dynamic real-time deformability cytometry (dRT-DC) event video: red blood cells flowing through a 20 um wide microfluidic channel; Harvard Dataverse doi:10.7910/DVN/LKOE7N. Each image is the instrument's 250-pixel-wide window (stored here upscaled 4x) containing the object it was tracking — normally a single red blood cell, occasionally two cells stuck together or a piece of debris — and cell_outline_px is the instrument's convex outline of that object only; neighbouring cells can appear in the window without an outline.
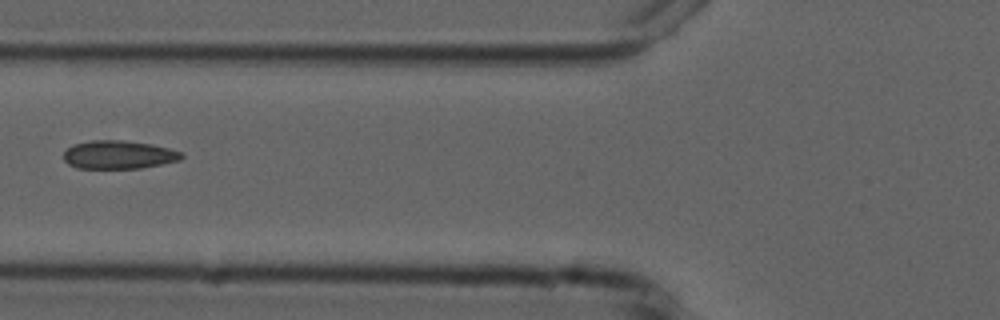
{"species": "common noctule bat (a hibernating species)", "species_latin": "Nyctalus noctula", "temperature_condition": "cold", "stored_images_in_passage": 6, "camera_frame_rate_fps": 3000, "um_per_image_px": 0.085, "animal": {"sex": "male", "forearm_length_mm": 52.5}, "frame": {"image": 1, "passage_image": 6, "time_ms": 5.667, "image_size_px": [1000, 320], "cell_outline_px": [[184, 156], [180, 160], [140, 168], [76, 168], [68, 164], [64, 160], [64, 152], [72, 144], [92, 140], [124, 140], [152, 144], [184, 152]], "centroid_in_image_um": [10.09, 13.14], "position_along_channel_um": 115.7, "area_um2": 19.54}}